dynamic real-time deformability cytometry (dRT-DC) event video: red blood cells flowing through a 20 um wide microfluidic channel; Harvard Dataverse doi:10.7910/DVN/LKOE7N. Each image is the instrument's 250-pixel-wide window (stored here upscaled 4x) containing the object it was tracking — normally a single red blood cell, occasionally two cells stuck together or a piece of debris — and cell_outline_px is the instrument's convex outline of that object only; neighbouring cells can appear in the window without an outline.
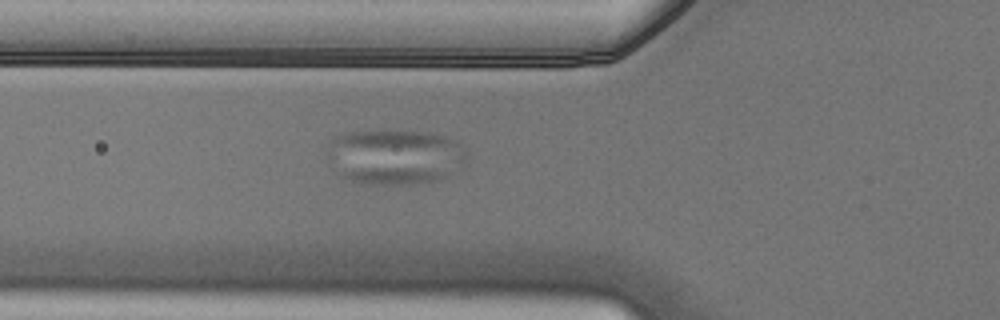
{"species": "Egyptian fruit bat (a non-hibernating species)", "species_latin": "Rousettus aegyptiacus", "temperature_condition": "cold", "stored_images_in_passage": 6, "camera_frame_rate_fps": 3000, "um_per_image_px": 0.085, "animal": {"sex": "male"}, "frame": {"image": 1, "passage_image": 6, "time_ms": 1.667, "image_size_px": [1000, 320], "cell_outline_px": [[448, 176], [436, 180], [412, 184], [364, 184], [340, 180], [336, 172], [336, 168], [448, 168]], "centroid_in_image_um": [33.24, 14.9], "position_along_channel_um": 92.6, "area_um2": 11.5}}